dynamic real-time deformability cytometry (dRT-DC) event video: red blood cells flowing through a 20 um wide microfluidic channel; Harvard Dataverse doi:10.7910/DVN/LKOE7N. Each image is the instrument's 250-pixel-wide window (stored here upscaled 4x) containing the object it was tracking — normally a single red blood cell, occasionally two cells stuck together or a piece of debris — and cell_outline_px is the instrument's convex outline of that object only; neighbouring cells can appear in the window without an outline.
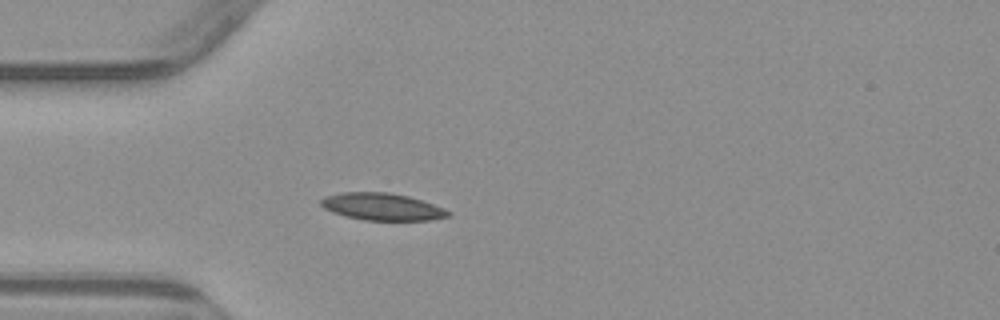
{"species": "common noctule bat (a hibernating species)", "species_latin": "Nyctalus noctula", "temperature_condition": "warm", "stored_images_in_passage": 2, "camera_frame_rate_fps": 3000, "um_per_image_px": 0.085, "animal": {"sex": "male", "body_mass_g": 23.1, "forearm_length_mm": 52.7}, "frame": {"image": 1, "passage_image": 2, "time_ms": 1.333, "image_size_px": [1000, 320], "cell_outline_px": [[452, 216], [432, 220], [364, 220], [344, 216], [332, 212], [324, 208], [320, 204], [320, 200], [324, 196], [340, 192], [388, 192], [408, 196], [444, 208], [452, 212]], "centroid_in_image_um": [32.47, 17.57], "position_along_channel_um": 52.5, "area_um2": 20.29}}